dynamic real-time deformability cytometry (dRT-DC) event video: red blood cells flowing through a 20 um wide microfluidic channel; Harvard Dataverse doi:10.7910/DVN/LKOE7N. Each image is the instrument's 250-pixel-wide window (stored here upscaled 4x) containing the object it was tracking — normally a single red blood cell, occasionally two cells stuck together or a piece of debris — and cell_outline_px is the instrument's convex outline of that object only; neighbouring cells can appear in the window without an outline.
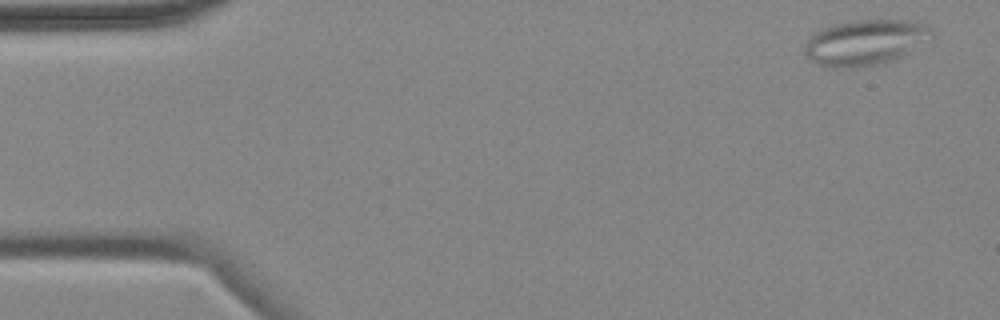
{"species": "common noctule bat (a hibernating species)", "species_latin": "Nyctalus noctula", "temperature_condition": "cold", "stored_images_in_passage": 5, "camera_frame_rate_fps": 3000, "um_per_image_px": 0.085, "animal": {"sex": "female", "body_mass_g": 18.4}, "frame": {"image": 1, "passage_image": 1, "time_ms": 0.0, "image_size_px": [1000, 320], "cell_outline_px": [[936, 36], [900, 56], [884, 64], [852, 68], [832, 68], [816, 64], [804, 52], [804, 44], [816, 32], [832, 24], [856, 20], [908, 20], [928, 24], [932, 28]], "centroid_in_image_um": [73.58, 3.6], "position_along_channel_um": 11.4, "area_um2": 33.93}}